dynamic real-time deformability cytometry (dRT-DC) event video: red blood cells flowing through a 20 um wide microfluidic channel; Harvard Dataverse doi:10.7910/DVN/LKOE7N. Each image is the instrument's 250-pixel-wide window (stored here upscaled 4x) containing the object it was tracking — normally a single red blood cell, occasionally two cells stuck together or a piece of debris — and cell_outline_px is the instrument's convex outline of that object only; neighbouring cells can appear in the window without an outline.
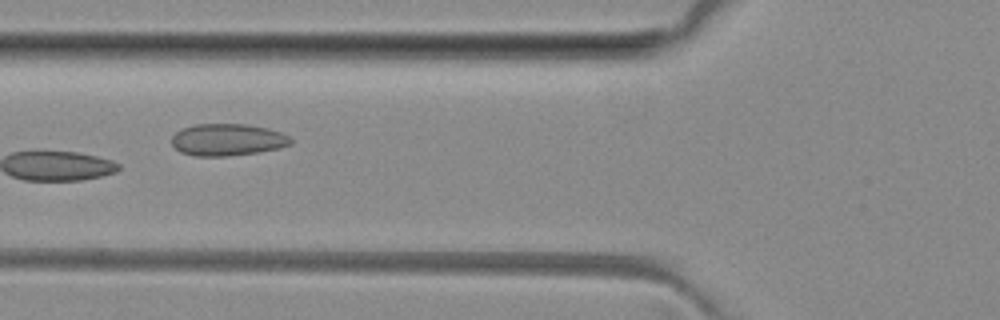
{"species": "common noctule bat (a hibernating species)", "species_latin": "Nyctalus noctula", "temperature_condition": "room temperature", "stored_images_in_passage": 6, "camera_frame_rate_fps": 3000, "um_per_image_px": 0.085, "animal": {"sex": "female", "body_mass_g": 29.2, "forearm_length_mm": 56.3}, "frame": {"image": 1, "passage_image": 6, "time_ms": 5.333, "image_size_px": [1000, 320], "cell_outline_px": [[292, 144], [280, 148], [256, 152], [228, 156], [196, 156], [180, 152], [172, 144], [172, 136], [180, 128], [196, 124], [244, 124], [268, 128], [280, 132], [288, 136], [292, 140]], "centroid_in_image_um": [19.32, 11.87], "position_along_channel_um": 106.5, "area_um2": 22.2}}